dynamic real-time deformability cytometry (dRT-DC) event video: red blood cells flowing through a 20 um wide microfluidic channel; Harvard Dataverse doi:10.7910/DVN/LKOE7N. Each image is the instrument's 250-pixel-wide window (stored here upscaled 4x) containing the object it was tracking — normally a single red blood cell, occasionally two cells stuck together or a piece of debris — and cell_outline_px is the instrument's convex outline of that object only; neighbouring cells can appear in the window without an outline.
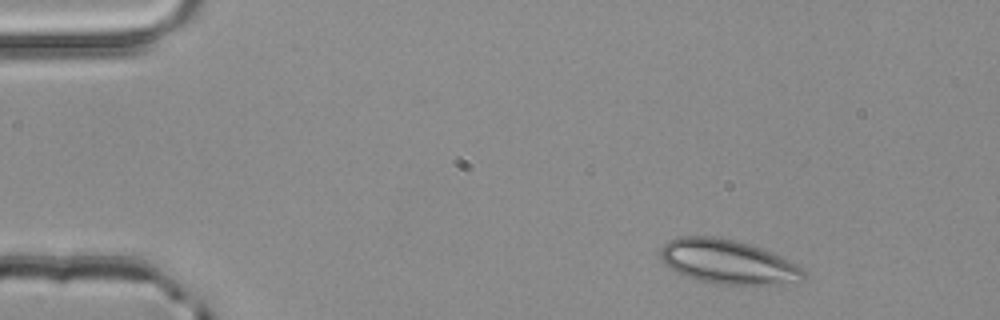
{"species": "common noctule bat (a hibernating species)", "species_latin": "Nyctalus noctula", "temperature_condition": "room temperature", "stored_images_in_passage": 2, "camera_frame_rate_fps": 3000, "um_per_image_px": 0.085, "animal": {"sex": "male", "body_mass_g": 20.4}, "frame": {"image": 1, "passage_image": 1, "time_ms": 0.0, "image_size_px": [1000, 320], "cell_outline_px": [[804, 280], [772, 284], [712, 284], [676, 272], [668, 268], [664, 264], [660, 256], [660, 248], [668, 240], [680, 236], [712, 236], [732, 240], [748, 244], [760, 248], [800, 264], [804, 268]], "centroid_in_image_um": [61.84, 22.25], "position_along_channel_um": 23.2, "area_um2": 36.76}}